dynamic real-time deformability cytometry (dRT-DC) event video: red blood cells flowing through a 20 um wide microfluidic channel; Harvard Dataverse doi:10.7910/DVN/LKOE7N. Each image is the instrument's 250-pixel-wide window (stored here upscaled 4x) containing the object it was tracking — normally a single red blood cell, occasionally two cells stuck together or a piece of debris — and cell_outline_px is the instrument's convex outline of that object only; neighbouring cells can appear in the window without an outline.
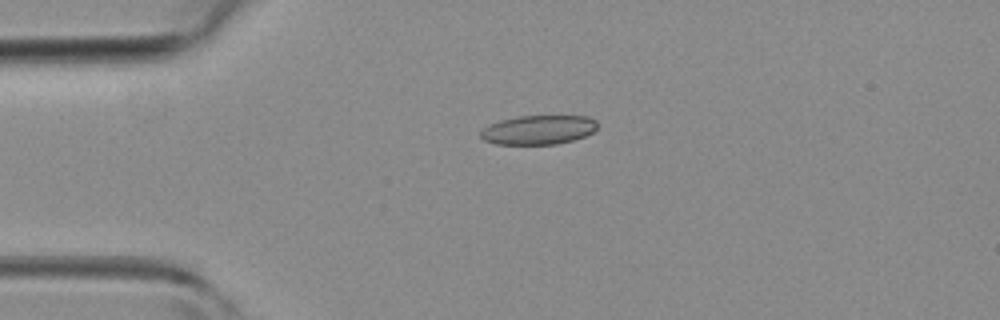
{"species": "common noctule bat (a hibernating species)", "species_latin": "Nyctalus noctula", "temperature_condition": "room temperature", "stored_images_in_passage": 36, "camera_frame_rate_fps": 3000, "um_per_image_px": 0.085, "animal": {"sex": "female", "body_mass_g": 19.3, "forearm_length_mm": 54.1}, "frame": {"image": 1, "passage_image": 2, "time_ms": 0.333, "image_size_px": [1000, 320], "cell_outline_px": [[596, 128], [592, 132], [584, 136], [572, 140], [556, 144], [496, 144], [484, 140], [480, 136], [480, 132], [484, 128], [500, 120], [520, 116], [588, 116], [596, 120]], "centroid_in_image_um": [45.76, 11.03], "position_along_channel_um": 39.2, "area_um2": 19.65}}
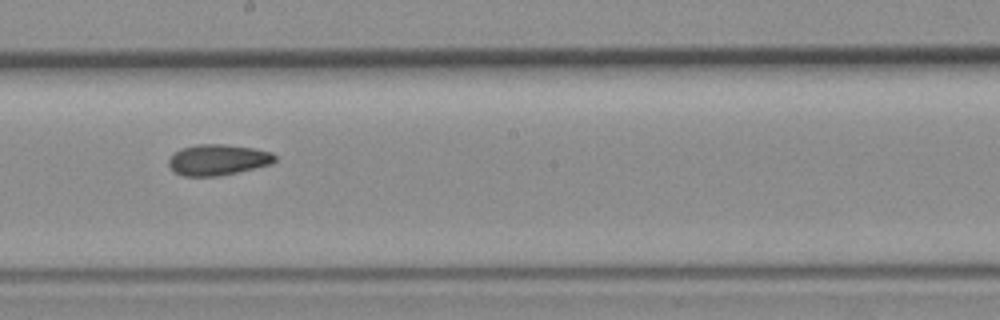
{"frame": {"image": 2, "passage_image": 16, "time_ms": 5.0, "image_size_px": [1000, 320], "cell_outline_px": [[276, 160], [272, 164], [220, 176], [184, 176], [176, 172], [168, 164], [168, 160], [176, 152], [184, 148], [196, 144], [224, 144], [256, 148], [272, 152], [276, 156]], "centroid_in_image_um": [18.57, 13.58], "position_along_channel_um": 229.6, "area_um2": 19.07}}
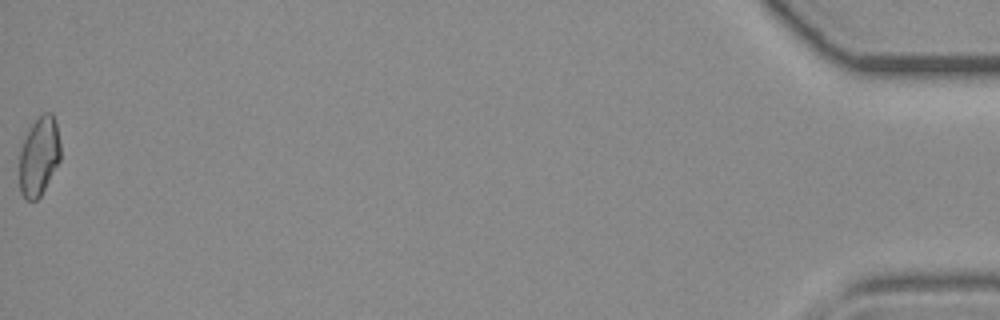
{"frame": {"image": 3, "passage_image": 36, "time_ms": 11.667, "image_size_px": [1000, 320], "cell_outline_px": [[60, 160], [40, 196], [36, 200], [24, 200], [20, 192], [20, 148], [32, 124], [44, 112], [52, 112], [56, 124], [60, 144]], "centroid_in_image_um": [3.31, 13.3], "position_along_channel_um": 431.9, "area_um2": 18.67}}